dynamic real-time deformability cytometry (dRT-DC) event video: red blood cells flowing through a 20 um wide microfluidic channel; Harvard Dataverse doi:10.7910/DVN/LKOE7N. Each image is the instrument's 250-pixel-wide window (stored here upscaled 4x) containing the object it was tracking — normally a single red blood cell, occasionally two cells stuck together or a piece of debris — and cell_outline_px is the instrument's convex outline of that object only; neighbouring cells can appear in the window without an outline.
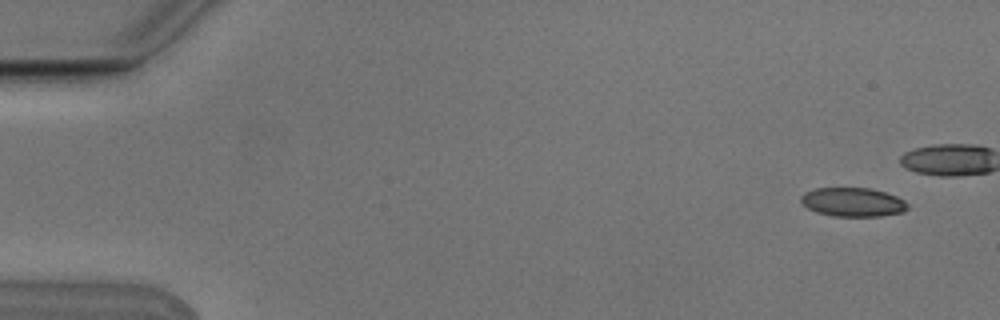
{"species": "Egyptian fruit bat (a non-hibernating species)", "species_latin": "Rousettus aegyptiacus", "temperature_condition": "cold", "stored_images_in_passage": 6, "camera_frame_rate_fps": 3000, "um_per_image_px": 0.085, "animal": {"sex": "male"}, "frame": {"image": 1, "passage_image": 1, "time_ms": 0.0, "image_size_px": [1000, 320], "cell_outline_px": [[908, 208], [904, 212], [880, 216], [832, 216], [816, 212], [808, 208], [800, 200], [800, 196], [804, 192], [816, 188], [868, 188], [884, 192], [896, 196], [904, 200], [908, 204]], "centroid_in_image_um": [72.49, 17.18], "position_along_channel_um": 12.5, "area_um2": 17.98}}
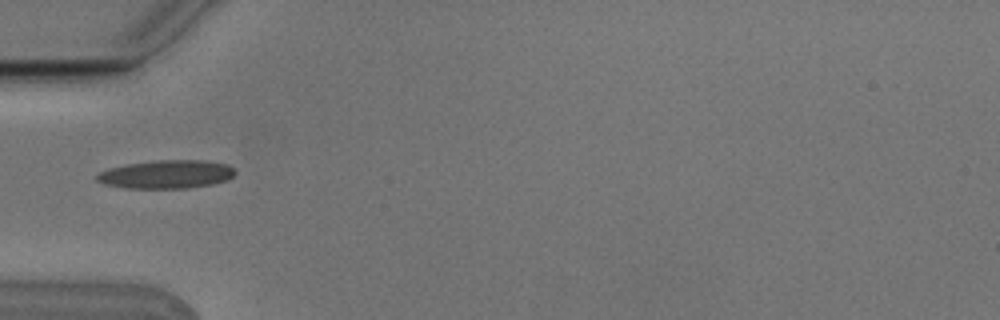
{"frame": {"image": 2, "passage_image": 6, "time_ms": 1.667, "image_size_px": [1000, 320], "cell_outline_px": [[236, 172], [228, 180], [212, 184], [188, 188], [124, 188], [104, 184], [96, 180], [96, 176], [100, 172], [108, 168], [128, 164], [160, 160], [200, 160], [228, 164]], "centroid_in_image_um": [14.14, 14.82], "position_along_channel_um": 70.9, "area_um2": 22.77}}